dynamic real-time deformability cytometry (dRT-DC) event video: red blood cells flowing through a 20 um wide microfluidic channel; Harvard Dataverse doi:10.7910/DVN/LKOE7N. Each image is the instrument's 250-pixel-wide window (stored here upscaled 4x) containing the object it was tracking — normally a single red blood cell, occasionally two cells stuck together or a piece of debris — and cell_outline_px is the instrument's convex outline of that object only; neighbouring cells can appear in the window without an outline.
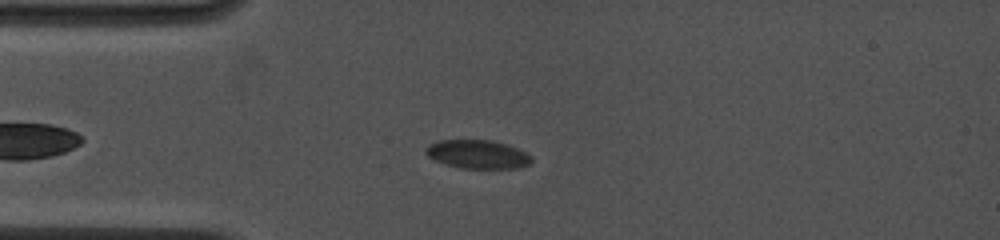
{"species": "common noctule bat (a hibernating species)", "species_latin": "Nyctalus noctula", "temperature_condition": "cold", "stored_images_in_passage": 39, "camera_frame_rate_fps": 4500, "um_per_image_px": 0.085, "animal": {"sex": "female", "body_mass_g": 19.0, "forearm_length_mm": 53.3}, "frame": {"image": 1, "passage_image": 5, "time_ms": 1.556, "image_size_px": [1000, 240], "cell_outline_px": [[532, 160], [528, 164], [520, 168], [460, 168], [436, 160], [428, 156], [424, 152], [424, 148], [428, 144], [440, 140], [492, 140], [508, 144], [528, 152], [532, 156]], "centroid_in_image_um": [40.63, 13.1], "position_along_channel_um": 44.4, "area_um2": 17.74}}
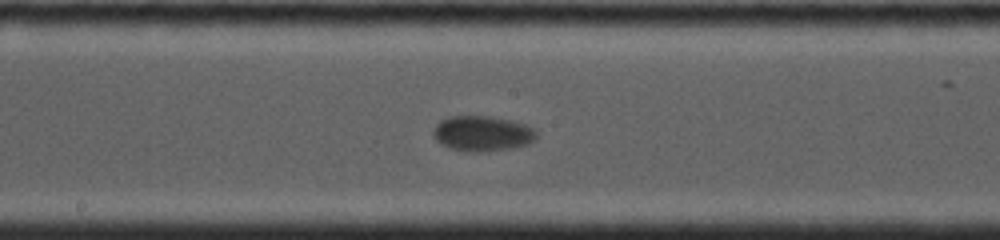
{"frame": {"image": 2, "passage_image": 18, "time_ms": 6.444, "image_size_px": [1000, 240], "cell_outline_px": [[536, 136], [528, 144], [512, 148], [472, 152], [448, 148], [436, 140], [432, 136], [432, 132], [436, 124], [440, 120], [448, 116], [488, 116], [512, 120], [524, 124], [532, 128], [536, 132]], "centroid_in_image_um": [40.95, 11.33], "position_along_channel_um": 207.3, "area_um2": 21.15}}
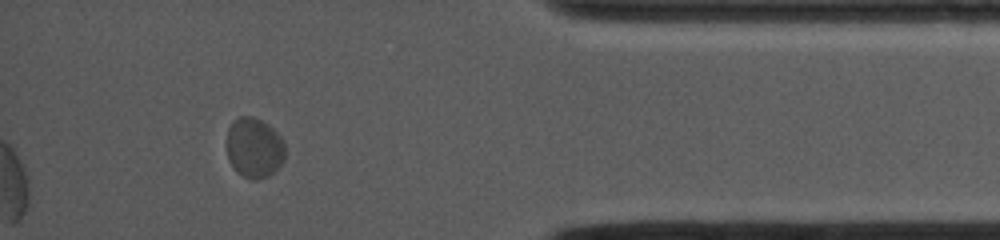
{"frame": {"image": 3, "passage_image": 35, "time_ms": 12.667, "image_size_px": [1000, 240], "cell_outline_px": [[284, 160], [268, 176], [260, 180], [252, 180], [236, 172], [228, 160], [228, 128], [240, 116], [252, 116], [268, 124], [284, 140]], "centroid_in_image_um": [21.61, 12.58], "position_along_channel_um": 413.6, "area_um2": 20.29}}